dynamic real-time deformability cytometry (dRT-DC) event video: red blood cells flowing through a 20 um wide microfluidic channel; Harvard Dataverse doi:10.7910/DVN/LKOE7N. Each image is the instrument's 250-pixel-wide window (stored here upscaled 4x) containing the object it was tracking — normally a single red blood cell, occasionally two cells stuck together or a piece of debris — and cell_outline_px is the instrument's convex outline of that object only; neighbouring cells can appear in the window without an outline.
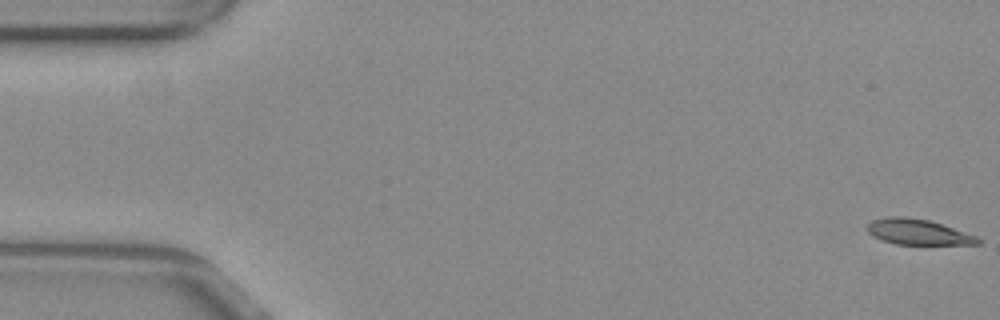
{"species": "common noctule bat (a hibernating species)", "species_latin": "Nyctalus noctula", "temperature_condition": "warm", "stored_images_in_passage": 29, "camera_frame_rate_fps": 3000, "um_per_image_px": 0.085, "animal": {"sex": "female", "body_mass_g": 29.2, "forearm_length_mm": 56.3}, "frame": {"image": 1, "passage_image": 1, "time_ms": 0.0, "image_size_px": [1000, 320], "cell_outline_px": [[980, 244], [896, 244], [872, 236], [864, 228], [872, 220], [888, 216], [904, 216], [928, 220], [976, 236], [980, 240]], "centroid_in_image_um": [77.95, 19.71], "position_along_channel_um": 7.0, "area_um2": 16.24}}
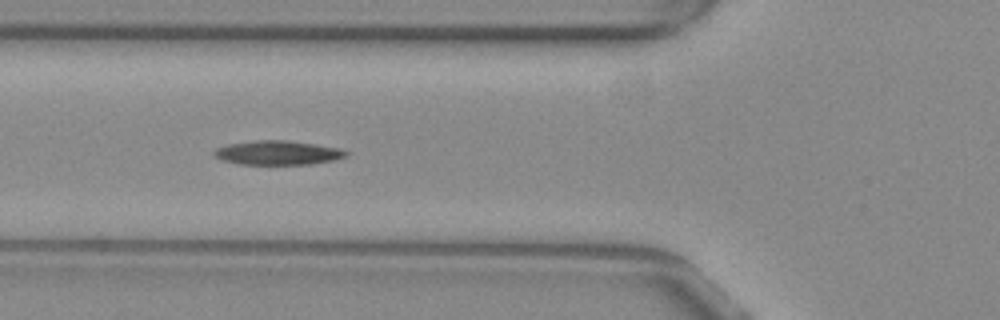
{"frame": {"image": 2, "passage_image": 20, "time_ms": 6.333, "image_size_px": [1000, 320], "cell_outline_px": [[348, 156], [336, 160], [312, 164], [240, 164], [224, 160], [216, 156], [212, 152], [216, 148], [228, 144], [256, 140], [288, 140], [316, 144], [340, 148], [348, 152]], "centroid_in_image_um": [23.66, 12.98], "position_along_channel_um": 102.1, "area_um2": 18.61}}
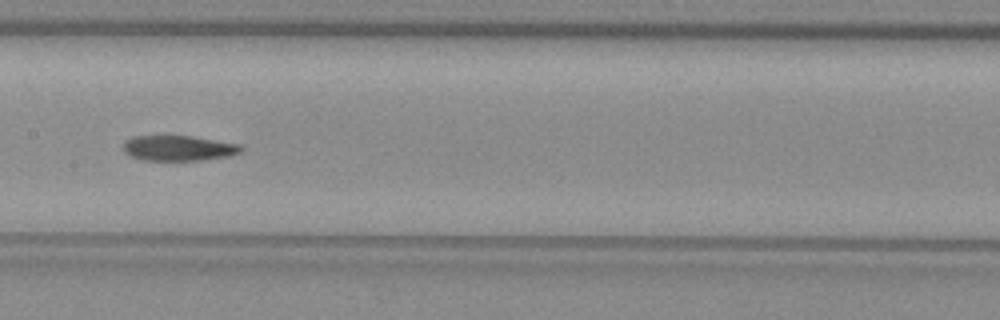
{"frame": {"image": 3, "passage_image": 27, "time_ms": 8.667, "image_size_px": [1000, 320], "cell_outline_px": [[244, 148], [240, 152], [228, 156], [200, 160], [140, 160], [124, 152], [124, 140], [132, 136], [192, 136], [240, 144]], "centroid_in_image_um": [15.16, 12.58], "position_along_channel_um": 192.2, "area_um2": 17.34}}